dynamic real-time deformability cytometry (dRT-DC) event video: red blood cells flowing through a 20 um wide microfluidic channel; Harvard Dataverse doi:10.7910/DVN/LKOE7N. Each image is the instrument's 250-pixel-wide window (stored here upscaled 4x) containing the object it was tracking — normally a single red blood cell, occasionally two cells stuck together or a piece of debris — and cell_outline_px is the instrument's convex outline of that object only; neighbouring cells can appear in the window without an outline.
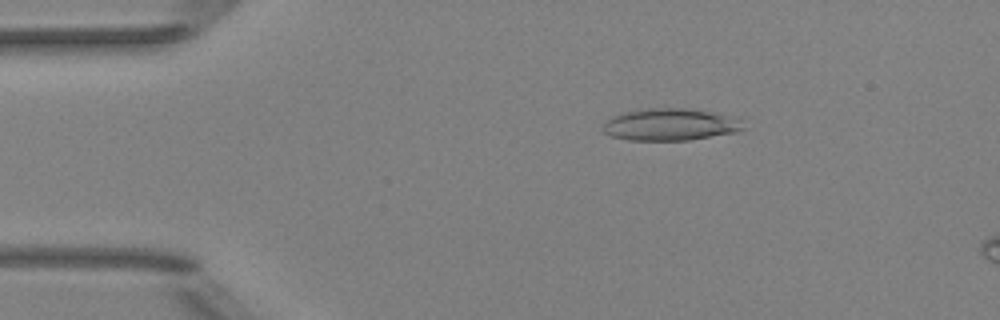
{"species": "Egyptian fruit bat (a non-hibernating species)", "species_latin": "Rousettus aegyptiacus", "temperature_condition": "room temperature", "stored_images_in_passage": 5, "camera_frame_rate_fps": 3000, "um_per_image_px": 0.085, "animal": {"sex": "female"}, "frame": {"image": 1, "passage_image": 3, "time_ms": 2.0, "image_size_px": [1000, 320], "cell_outline_px": [[744, 128], [740, 132], [688, 140], [628, 140], [612, 136], [604, 132], [600, 128], [612, 116], [624, 112], [648, 108], [688, 108], [712, 112], [740, 120]], "centroid_in_image_um": [56.95, 10.59], "position_along_channel_um": 28.1, "area_um2": 26.13}}